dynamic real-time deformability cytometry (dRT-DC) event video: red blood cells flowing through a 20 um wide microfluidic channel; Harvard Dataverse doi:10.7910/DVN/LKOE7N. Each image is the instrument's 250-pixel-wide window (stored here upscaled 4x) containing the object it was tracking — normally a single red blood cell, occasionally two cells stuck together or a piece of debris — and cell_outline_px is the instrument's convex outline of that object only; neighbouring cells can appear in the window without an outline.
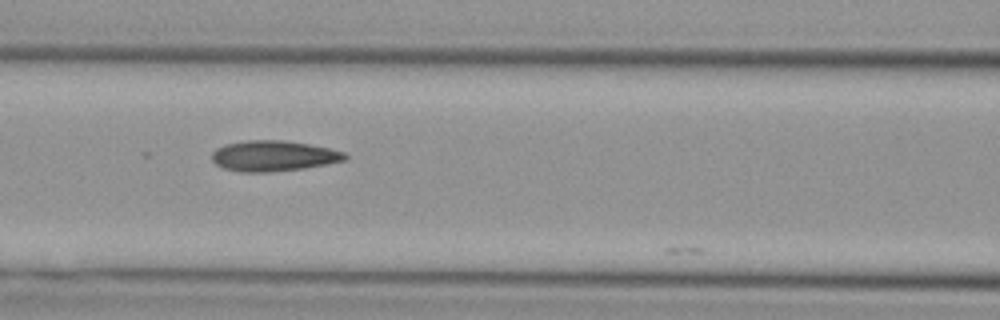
{"species": "Egyptian fruit bat (a non-hibernating species)", "species_latin": "Rousettus aegyptiacus", "temperature_condition": "cold", "stored_images_in_passage": 28, "camera_frame_rate_fps": 3000, "um_per_image_px": 0.085, "animal": {"sex": "female"}, "frame": {"image": 1, "passage_image": 5, "time_ms": 1.333, "image_size_px": [1000, 320], "cell_outline_px": [[348, 156], [344, 160], [328, 164], [304, 168], [268, 172], [240, 172], [224, 168], [216, 164], [212, 160], [212, 152], [216, 148], [224, 144], [248, 140], [284, 140], [308, 144], [328, 148], [344, 152]], "centroid_in_image_um": [23.22, 13.25], "position_along_channel_um": 143.4, "area_um2": 23.7}}